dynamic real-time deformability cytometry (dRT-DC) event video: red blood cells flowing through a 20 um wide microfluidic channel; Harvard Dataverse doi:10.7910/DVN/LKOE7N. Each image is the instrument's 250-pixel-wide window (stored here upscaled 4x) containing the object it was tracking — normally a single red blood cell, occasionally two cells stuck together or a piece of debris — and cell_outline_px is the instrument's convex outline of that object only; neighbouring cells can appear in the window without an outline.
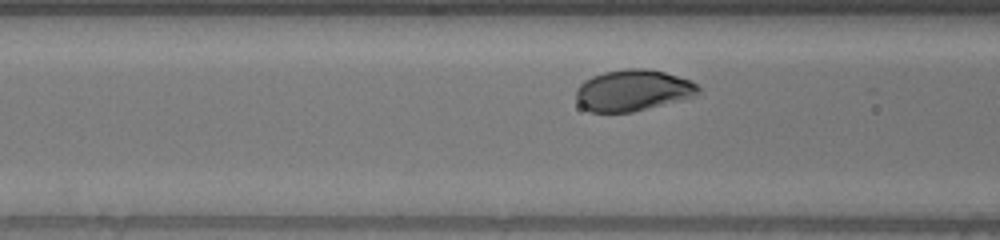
{"species": "human", "species_latin": "Homo sapiens", "temperature_condition": "warm", "stored_images_in_passage": 43, "camera_frame_rate_fps": 3000, "um_per_image_px": 0.085, "donor": {"sex": "male"}, "frame": {"image": 1, "passage_image": 20, "time_ms": 6.333, "image_size_px": [1000, 240], "cell_outline_px": [[700, 92], [692, 96], [680, 100], [632, 112], [588, 112], [576, 100], [576, 88], [584, 80], [592, 76], [604, 72], [628, 68], [648, 68], [664, 72], [692, 80], [700, 88]], "centroid_in_image_um": [53.78, 7.67], "position_along_channel_um": 112.8, "area_um2": 29.42}}
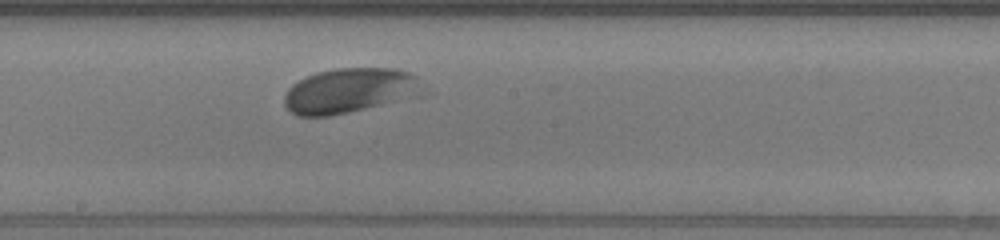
{"frame": {"image": 2, "passage_image": 29, "time_ms": 9.333, "image_size_px": [1000, 240], "cell_outline_px": [[416, 76], [392, 100], [364, 108], [348, 112], [328, 116], [296, 116], [284, 104], [284, 96], [288, 88], [292, 84], [316, 72], [336, 68], [392, 68], [408, 72]], "centroid_in_image_um": [29.29, 7.69], "position_along_channel_um": 218.9, "area_um2": 33.18}}
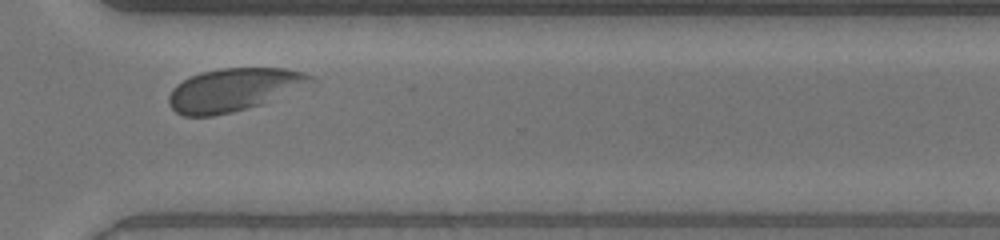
{"frame": {"image": 3, "passage_image": 40, "time_ms": 13.0, "image_size_px": [1000, 240], "cell_outline_px": [[316, 80], [260, 104], [232, 112], [212, 116], [184, 116], [176, 112], [168, 104], [168, 96], [172, 88], [176, 84], [200, 72], [220, 68], [284, 68], [304, 72], [312, 76]], "centroid_in_image_um": [19.78, 7.62], "position_along_channel_um": 350.8, "area_um2": 34.97}}